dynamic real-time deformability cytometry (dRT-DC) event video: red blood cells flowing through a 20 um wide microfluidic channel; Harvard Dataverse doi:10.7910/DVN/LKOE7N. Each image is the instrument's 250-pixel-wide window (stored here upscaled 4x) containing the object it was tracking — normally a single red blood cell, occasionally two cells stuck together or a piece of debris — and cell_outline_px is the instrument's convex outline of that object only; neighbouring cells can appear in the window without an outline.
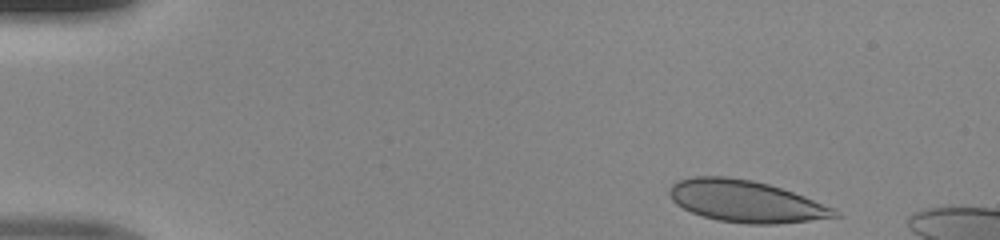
{"species": "human", "species_latin": "Homo sapiens", "temperature_condition": "room temperature", "stored_images_in_passage": 10, "camera_frame_rate_fps": 3000, "um_per_image_px": 0.085, "donor": {"sex": "male"}, "frame": {"image": 1, "passage_image": 1, "time_ms": 0.0, "image_size_px": [1000, 240], "cell_outline_px": [[840, 216], [776, 224], [748, 224], [716, 220], [692, 212], [676, 204], [672, 200], [668, 192], [668, 188], [672, 184], [680, 180], [696, 176], [728, 176], [752, 180], [768, 184], [804, 196], [836, 208], [840, 212]], "centroid_in_image_um": [63.39, 17.1], "position_along_channel_um": 21.6, "area_um2": 40.11}}